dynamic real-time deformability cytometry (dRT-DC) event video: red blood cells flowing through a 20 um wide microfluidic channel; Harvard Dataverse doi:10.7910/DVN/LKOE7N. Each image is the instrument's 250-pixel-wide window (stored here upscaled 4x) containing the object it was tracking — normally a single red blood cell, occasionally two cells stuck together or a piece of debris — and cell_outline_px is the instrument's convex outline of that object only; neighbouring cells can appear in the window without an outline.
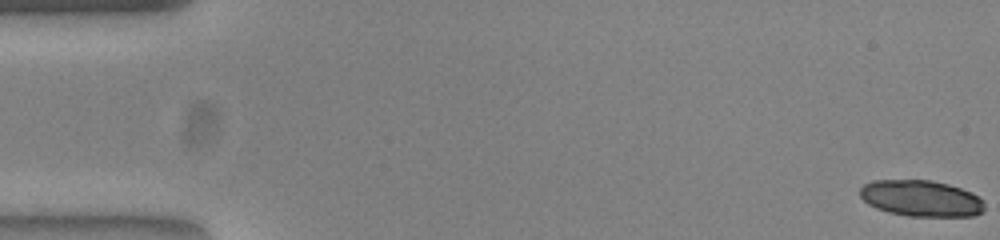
{"species": "common noctule bat (a hibernating species)", "species_latin": "Nyctalus noctula", "temperature_condition": "warm", "stored_images_in_passage": 22, "camera_frame_rate_fps": 3000, "um_per_image_px": 0.085, "animal": {"sex": "female", "body_mass_g": 23.0, "forearm_length_mm": 53.4}, "frame": {"image": 1, "passage_image": 1, "time_ms": 0.0, "image_size_px": [1000, 240], "cell_outline_px": [[984, 212], [972, 216], [908, 216], [888, 212], [876, 208], [868, 204], [860, 196], [860, 188], [864, 184], [872, 180], [932, 180], [948, 184], [972, 192], [984, 200]], "centroid_in_image_um": [78.31, 16.86], "position_along_channel_um": 6.7, "area_um2": 26.47}}
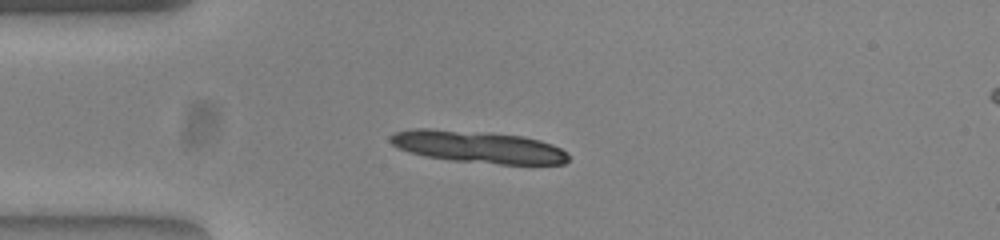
{"frame": {"image": 2, "passage_image": 14, "time_ms": 4.333, "image_size_px": [1000, 240], "cell_outline_px": [[568, 160], [564, 164], [500, 164], [448, 160], [428, 156], [412, 152], [400, 148], [392, 144], [388, 140], [388, 136], [396, 132], [412, 128], [428, 128], [488, 132], [524, 136], [540, 140], [552, 144], [568, 152]], "centroid_in_image_um": [40.65, 12.47], "position_along_channel_um": 44.3, "area_um2": 33.41}}